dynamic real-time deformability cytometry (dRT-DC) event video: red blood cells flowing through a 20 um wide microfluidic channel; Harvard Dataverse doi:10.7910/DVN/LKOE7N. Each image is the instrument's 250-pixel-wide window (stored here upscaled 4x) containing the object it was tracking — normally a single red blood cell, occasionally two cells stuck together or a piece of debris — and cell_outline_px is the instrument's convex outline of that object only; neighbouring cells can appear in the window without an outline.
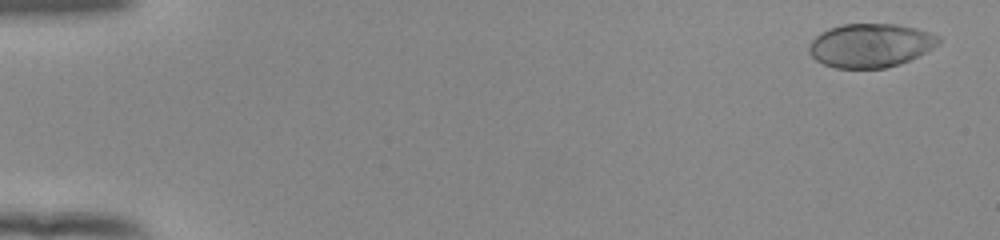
{"species": "human", "species_latin": "Homo sapiens", "temperature_condition": "room temperature", "stored_images_in_passage": 54, "camera_frame_rate_fps": 3000, "um_per_image_px": 0.085, "donor": {"sex": "female"}, "frame": {"image": 1, "passage_image": 3, "time_ms": 0.667, "image_size_px": [1000, 240], "cell_outline_px": [[940, 40], [932, 48], [900, 64], [884, 68], [836, 68], [824, 64], [816, 60], [808, 52], [808, 44], [820, 32], [828, 28], [840, 24], [896, 24], [916, 28], [932, 32], [940, 36]], "centroid_in_image_um": [73.96, 3.85], "position_along_channel_um": 11.0, "area_um2": 33.06}}
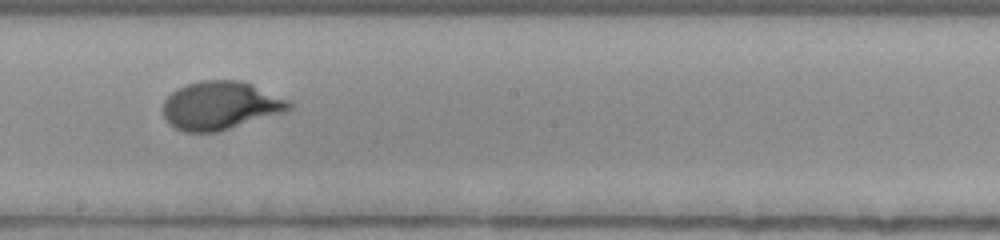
{"frame": {"image": 2, "passage_image": 32, "time_ms": 10.333, "image_size_px": [1000, 240], "cell_outline_px": [[292, 108], [288, 112], [216, 132], [184, 132], [168, 124], [164, 116], [164, 100], [176, 88], [200, 80], [244, 80], [288, 100], [292, 104]], "centroid_in_image_um": [18.76, 8.97], "position_along_channel_um": 229.4, "area_um2": 35.72}}
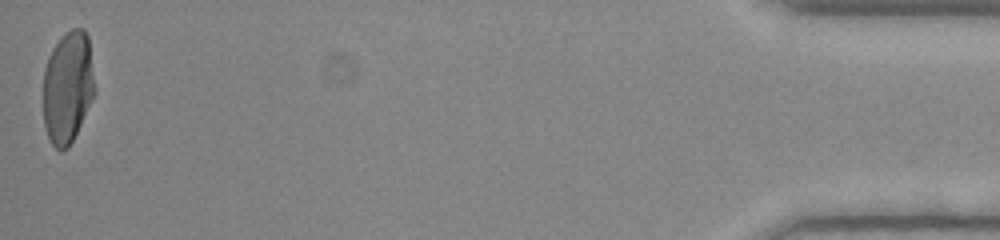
{"frame": {"image": 3, "passage_image": 54, "time_ms": 17.667, "image_size_px": [1000, 240], "cell_outline_px": [[96, 92], [68, 148], [64, 152], [60, 152], [52, 144], [48, 136], [44, 124], [44, 68], [48, 56], [52, 48], [60, 36], [64, 32], [72, 28], [84, 28], [88, 36], [96, 88]], "centroid_in_image_um": [5.77, 7.37], "position_along_channel_um": 429.4, "area_um2": 33.99}, "authors_computed_cell_mechanics": {"area_um2": 34.102, "velocity_mm_per_s": 3.9053, "shape_relaxation_time_tau1_ms": 3.849, "shape_relaxation_time_tau2_ms": null, "deformation_change_tau1": 0.2071, "deformation_change_tau2": null}}